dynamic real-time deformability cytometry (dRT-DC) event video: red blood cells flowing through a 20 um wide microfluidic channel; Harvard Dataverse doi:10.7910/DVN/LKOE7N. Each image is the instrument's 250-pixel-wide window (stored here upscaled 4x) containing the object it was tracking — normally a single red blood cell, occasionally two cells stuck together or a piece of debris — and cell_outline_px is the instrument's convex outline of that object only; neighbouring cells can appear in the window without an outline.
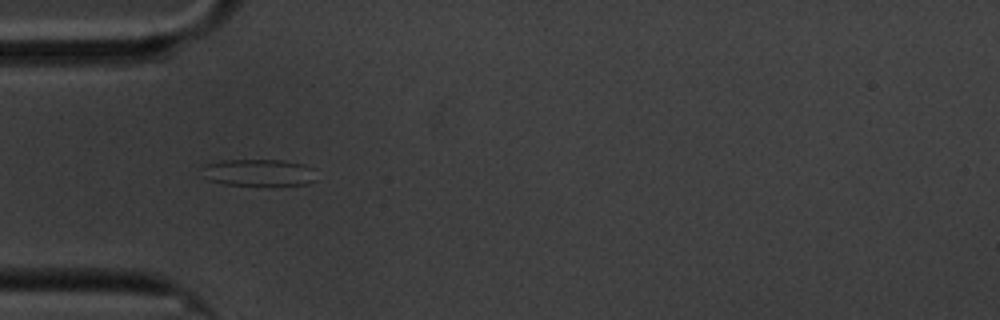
{"species": "common noctule bat (a hibernating species)", "species_latin": "Nyctalus noctula", "temperature_condition": "cold", "stored_images_in_passage": 42, "camera_frame_rate_fps": 3000, "um_per_image_px": 0.085, "animal": {"sex": "male", "body_mass_g": 20.1, "forearm_length_mm": 53.5}, "frame": {"image": 1, "passage_image": 1, "time_ms": 0.0, "image_size_px": [1000, 320], "cell_outline_px": [[316, 180], [308, 184], [224, 184], [208, 180], [204, 176], [208, 164], [220, 160], [284, 160], [304, 164], [316, 168]], "centroid_in_image_um": [22.1, 14.65], "position_along_channel_um": 62.9, "area_um2": 17.63}}
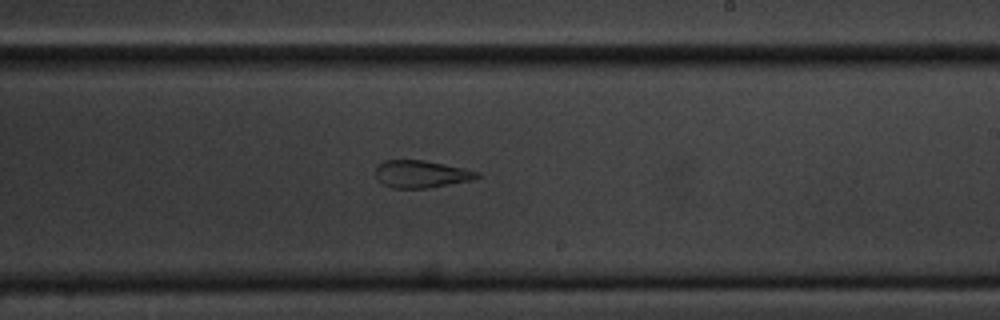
{"frame": {"image": 2, "passage_image": 18, "time_ms": 5.667, "image_size_px": [1000, 320], "cell_outline_px": [[480, 176], [472, 180], [428, 188], [392, 188], [376, 180], [376, 164], [384, 160], [424, 160], [464, 168], [480, 172]], "centroid_in_image_um": [35.78, 14.79], "position_along_channel_um": 253.2, "area_um2": 16.3}}
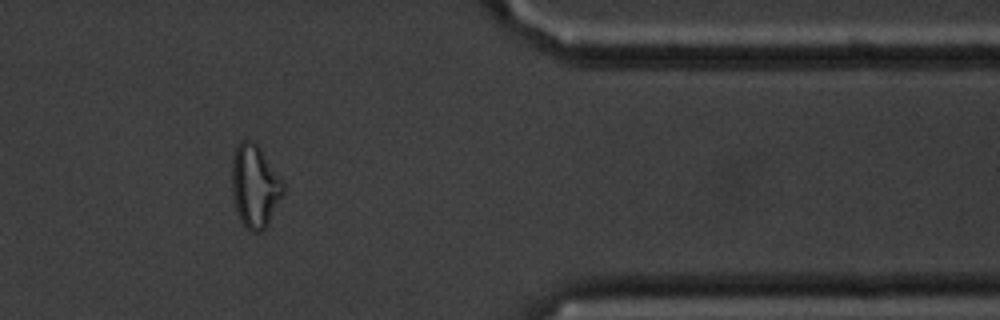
{"frame": {"image": 3, "passage_image": 32, "time_ms": 10.333, "image_size_px": [1000, 320], "cell_outline_px": [[284, 192], [268, 224], [260, 232], [252, 232], [240, 220], [236, 208], [232, 192], [232, 160], [236, 148], [240, 140], [252, 140], [260, 148], [284, 184]], "centroid_in_image_um": [21.65, 15.82], "position_along_channel_um": 389.7, "area_um2": 24.33}, "authors_computed_cell_mechanics": {"area_um2": 17.2822, "velocity_mm_per_s": 3.3713, "shape_relaxation_time_tau1_ms": null, "shape_relaxation_time_tau2_ms": 3.1456, "deformation_change_tau1": null, "deformation_change_tau2": 0.1083}}